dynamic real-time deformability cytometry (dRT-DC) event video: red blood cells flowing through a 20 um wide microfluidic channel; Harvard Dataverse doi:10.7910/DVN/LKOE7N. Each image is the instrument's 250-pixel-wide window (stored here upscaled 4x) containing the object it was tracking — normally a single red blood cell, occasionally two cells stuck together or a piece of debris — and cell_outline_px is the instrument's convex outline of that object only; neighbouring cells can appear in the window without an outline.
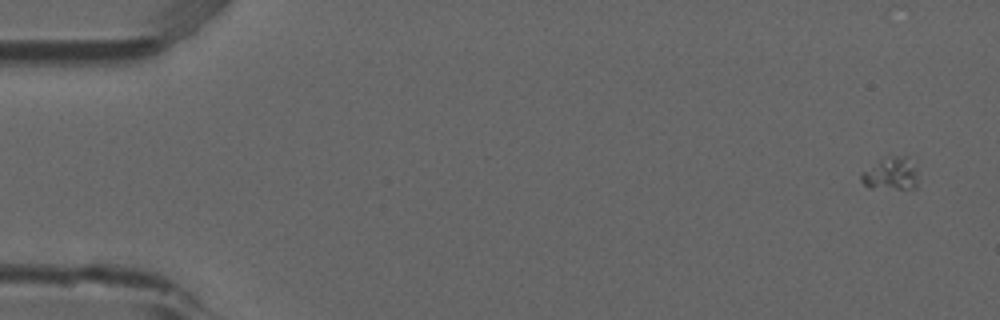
{"species": "common noctule bat (a hibernating species)", "species_latin": "Nyctalus noctula", "temperature_condition": "room temperature", "stored_images_in_passage": 5, "camera_frame_rate_fps": 3000, "um_per_image_px": 0.085, "animal": {"sex": "male", "forearm_length_mm": 52.5}, "frame": {"image": 1, "passage_image": 1, "time_ms": 0.0, "image_size_px": [1000, 320], "cell_outline_px": [[916, 188], [868, 188], [860, 180], [860, 172], [888, 156], [904, 156], [916, 168]], "centroid_in_image_um": [75.67, 14.78], "position_along_channel_um": 9.3, "area_um2": 10.58}}